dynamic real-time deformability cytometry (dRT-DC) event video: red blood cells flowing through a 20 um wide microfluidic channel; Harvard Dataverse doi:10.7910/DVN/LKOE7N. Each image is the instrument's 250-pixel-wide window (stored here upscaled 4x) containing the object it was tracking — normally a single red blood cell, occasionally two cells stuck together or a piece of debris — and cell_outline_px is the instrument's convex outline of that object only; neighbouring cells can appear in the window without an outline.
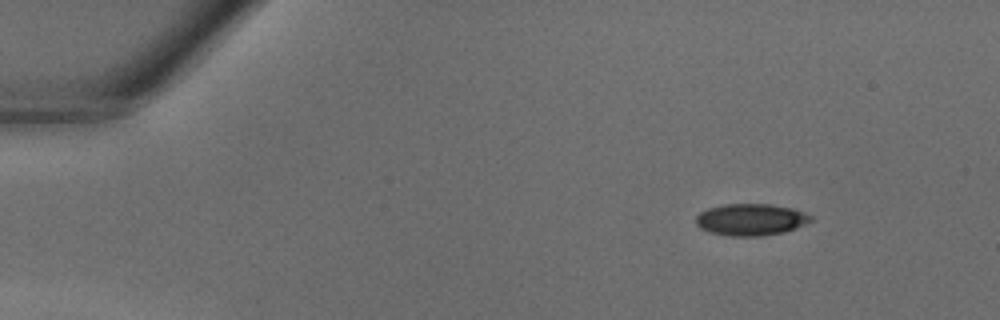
{"species": "common noctule bat (a hibernating species)", "species_latin": "Nyctalus noctula", "temperature_condition": "warm", "stored_images_in_passage": 36, "camera_frame_rate_fps": 3000, "um_per_image_px": 0.085, "animal": {"sex": "male", "body_mass_g": 18.8}, "frame": {"image": 1, "passage_image": 1, "time_ms": 0.0, "image_size_px": [1000, 320], "cell_outline_px": [[812, 220], [796, 228], [784, 232], [764, 236], [732, 236], [708, 232], [700, 228], [696, 224], [696, 216], [700, 212], [708, 208], [724, 204], [772, 204], [792, 208], [804, 212], [812, 216]], "centroid_in_image_um": [63.81, 18.66], "position_along_channel_um": 21.2, "area_um2": 21.39}}
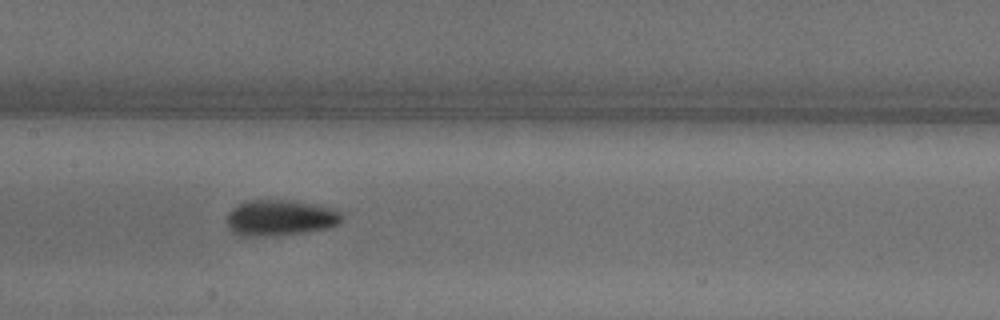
{"frame": {"image": 2, "passage_image": 16, "time_ms": 5.0, "image_size_px": [1000, 320], "cell_outline_px": [[344, 216], [340, 224], [328, 228], [300, 232], [256, 236], [240, 236], [232, 232], [228, 224], [228, 212], [236, 204], [248, 200], [292, 200], [336, 208]], "centroid_in_image_um": [23.84, 18.49], "position_along_channel_um": 183.6, "area_um2": 24.04}}
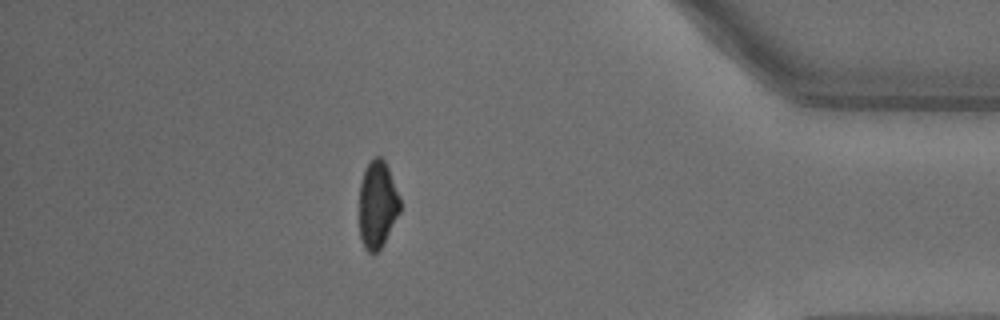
{"frame": {"image": 3, "passage_image": 31, "time_ms": 10.0, "image_size_px": [1000, 320], "cell_outline_px": [[400, 212], [380, 248], [376, 252], [368, 252], [364, 248], [360, 236], [360, 184], [364, 172], [368, 164], [376, 156], [380, 156], [384, 160], [388, 168], [400, 200]], "centroid_in_image_um": [32.07, 17.39], "position_along_channel_um": 403.1, "area_um2": 20.23}}